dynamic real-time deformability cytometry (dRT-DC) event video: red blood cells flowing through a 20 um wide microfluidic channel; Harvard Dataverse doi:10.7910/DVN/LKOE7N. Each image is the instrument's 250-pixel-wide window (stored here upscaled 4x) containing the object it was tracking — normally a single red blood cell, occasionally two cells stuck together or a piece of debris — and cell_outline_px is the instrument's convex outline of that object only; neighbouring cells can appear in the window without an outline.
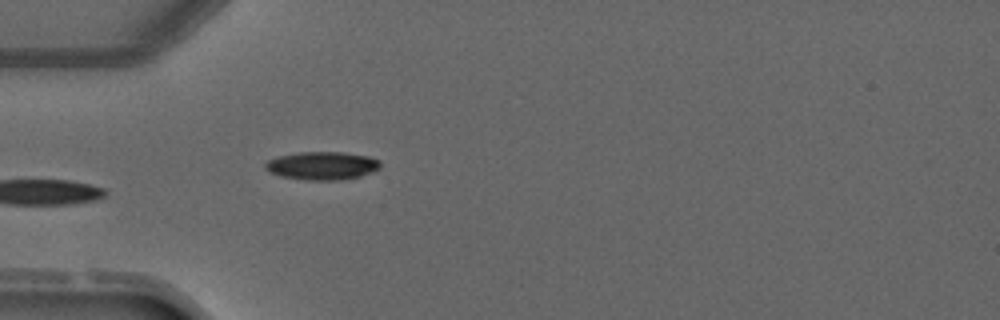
{"species": "common noctule bat (a hibernating species)", "species_latin": "Nyctalus noctula", "temperature_condition": "warm", "stored_images_in_passage": 1, "camera_frame_rate_fps": 3000, "um_per_image_px": 0.085, "animal": {"sex": "male", "forearm_length_mm": 52.5}, "frame": {"image": 1, "passage_image": 1, "time_ms": 0.0, "image_size_px": [1000, 320], "cell_outline_px": [[380, 168], [372, 172], [360, 176], [340, 180], [304, 180], [280, 176], [268, 172], [264, 168], [264, 164], [268, 160], [280, 156], [300, 152], [344, 152], [368, 156], [380, 160]], "centroid_in_image_um": [27.37, 14.09], "position_along_channel_um": 57.6, "area_um2": 18.96}}